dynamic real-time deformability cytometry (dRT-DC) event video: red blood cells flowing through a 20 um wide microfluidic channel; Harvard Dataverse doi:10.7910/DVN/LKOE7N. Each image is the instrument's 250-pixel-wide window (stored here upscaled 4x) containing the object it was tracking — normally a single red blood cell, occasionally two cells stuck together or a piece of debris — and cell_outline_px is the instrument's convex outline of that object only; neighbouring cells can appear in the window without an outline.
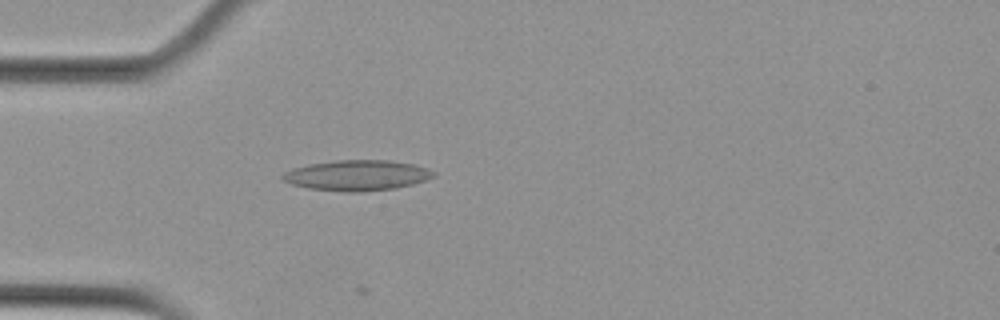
{"species": "Egyptian fruit bat (a non-hibernating species)", "species_latin": "Rousettus aegyptiacus", "temperature_condition": "cold", "stored_images_in_passage": 5, "camera_frame_rate_fps": 3000, "um_per_image_px": 0.085, "animal": {"sex": "female"}, "frame": {"image": 1, "passage_image": 5, "time_ms": 1.333, "image_size_px": [1000, 320], "cell_outline_px": [[436, 176], [412, 184], [396, 188], [360, 192], [344, 192], [308, 188], [292, 184], [284, 180], [280, 176], [284, 172], [292, 168], [308, 164], [336, 160], [388, 160], [412, 164], [428, 168], [436, 172]], "centroid_in_image_um": [30.34, 14.9], "position_along_channel_um": 54.7, "area_um2": 26.88}}